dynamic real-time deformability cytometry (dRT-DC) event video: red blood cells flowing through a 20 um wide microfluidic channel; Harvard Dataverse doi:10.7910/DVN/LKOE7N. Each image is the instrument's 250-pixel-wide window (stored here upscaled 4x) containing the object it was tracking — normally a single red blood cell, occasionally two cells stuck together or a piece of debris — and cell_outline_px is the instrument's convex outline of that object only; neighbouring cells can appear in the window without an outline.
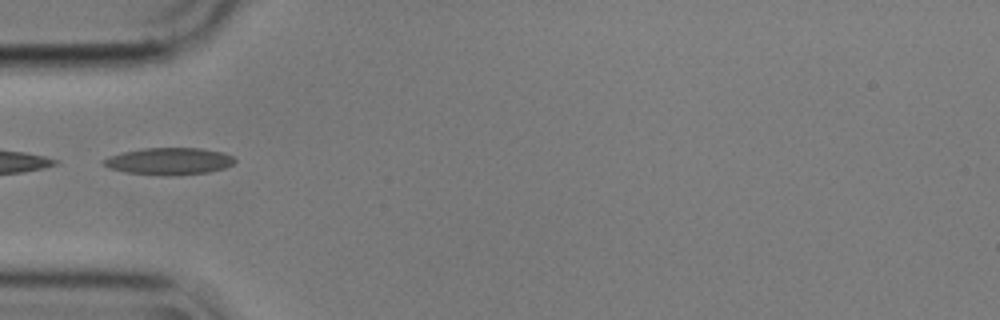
{"species": "common noctule bat (a hibernating species)", "species_latin": "Nyctalus noctula", "temperature_condition": "cold", "stored_images_in_passage": 6, "camera_frame_rate_fps": 3000, "um_per_image_px": 0.085, "animal": {"sex": "male", "body_mass_g": 17.9}, "frame": {"image": 1, "passage_image": 1, "time_ms": 0.0, "image_size_px": [1000, 320], "cell_outline_px": [[236, 160], [232, 164], [224, 168], [208, 172], [124, 172], [108, 168], [100, 160], [108, 156], [124, 152], [144, 148], [200, 148], [224, 152], [232, 156]], "centroid_in_image_um": [14.36, 13.64], "position_along_channel_um": 70.6, "area_um2": 19.48}}
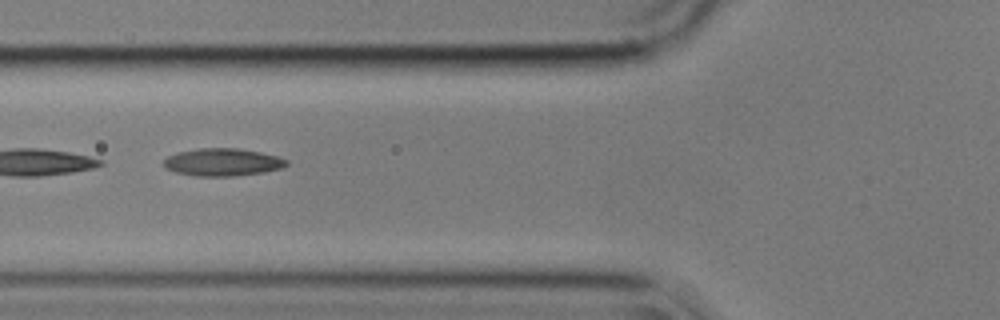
{"frame": {"image": 2, "passage_image": 4, "time_ms": 1.0, "image_size_px": [1000, 320], "cell_outline_px": [[288, 164], [280, 168], [264, 172], [232, 176], [196, 176], [176, 172], [164, 168], [164, 160], [168, 156], [180, 152], [196, 148], [236, 148], [260, 152], [276, 156], [288, 160]], "centroid_in_image_um": [18.9, 13.78], "position_along_channel_um": 106.9, "area_um2": 19.59}}